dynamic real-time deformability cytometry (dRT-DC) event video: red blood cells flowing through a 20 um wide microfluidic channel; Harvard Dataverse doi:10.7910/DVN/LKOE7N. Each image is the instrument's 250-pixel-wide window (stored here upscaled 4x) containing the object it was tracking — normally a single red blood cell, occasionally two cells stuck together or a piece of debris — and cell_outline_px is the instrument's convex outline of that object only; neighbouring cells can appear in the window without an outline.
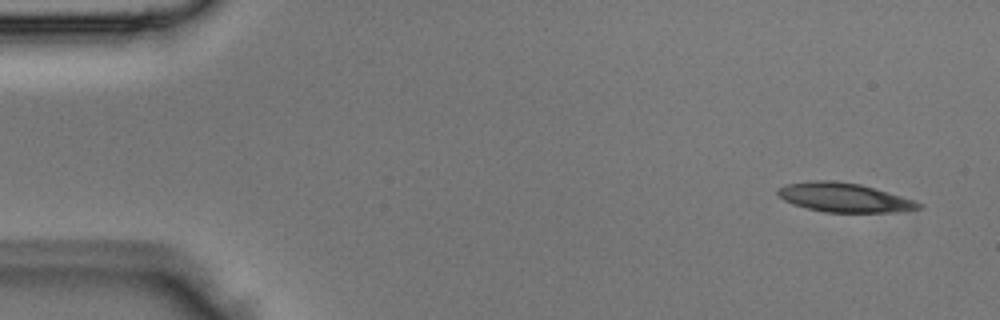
{"species": "Egyptian fruit bat (a non-hibernating species)", "species_latin": "Rousettus aegyptiacus", "temperature_condition": "room temperature", "stored_images_in_passage": 5, "segment_of_instrument_passage": [2, 2], "camera_frame_rate_fps": 3000, "um_per_image_px": 0.085, "animal": {"sex": "male"}, "frame": {"image": 1, "passage_image": 5, "time_ms": 1.333, "image_size_px": [1000, 320], "cell_outline_px": [[924, 208], [896, 212], [824, 212], [792, 204], [784, 200], [776, 192], [776, 188], [788, 184], [816, 180], [828, 180], [860, 184], [876, 188], [916, 200], [924, 204]], "centroid_in_image_um": [71.81, 16.79], "position_along_channel_um": 13.2, "area_um2": 23.99}}